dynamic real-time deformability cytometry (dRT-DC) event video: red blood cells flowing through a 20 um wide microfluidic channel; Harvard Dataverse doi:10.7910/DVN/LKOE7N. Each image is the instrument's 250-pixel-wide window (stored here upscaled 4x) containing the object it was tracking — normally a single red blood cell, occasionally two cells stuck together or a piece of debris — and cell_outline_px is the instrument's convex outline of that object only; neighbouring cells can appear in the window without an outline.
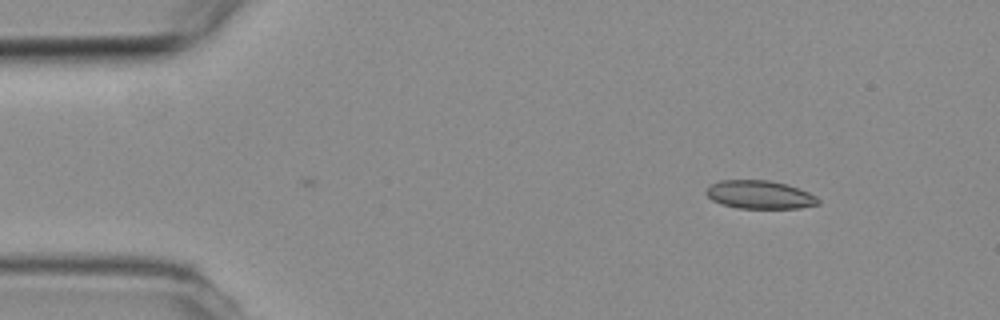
{"species": "common noctule bat (a hibernating species)", "species_latin": "Nyctalus noctula", "temperature_condition": "room temperature", "stored_images_in_passage": 2, "camera_frame_rate_fps": 3000, "um_per_image_px": 0.085, "animal": {"sex": "female", "body_mass_g": 19.3, "forearm_length_mm": 54.1}, "frame": {"image": 1, "passage_image": 2, "time_ms": 2.0, "image_size_px": [1000, 320], "cell_outline_px": [[820, 204], [800, 208], [736, 208], [720, 204], [712, 200], [704, 192], [712, 184], [720, 180], [768, 180], [788, 184], [808, 192], [816, 196], [820, 200]], "centroid_in_image_um": [64.58, 16.55], "position_along_channel_um": 20.4, "area_um2": 18.55}}